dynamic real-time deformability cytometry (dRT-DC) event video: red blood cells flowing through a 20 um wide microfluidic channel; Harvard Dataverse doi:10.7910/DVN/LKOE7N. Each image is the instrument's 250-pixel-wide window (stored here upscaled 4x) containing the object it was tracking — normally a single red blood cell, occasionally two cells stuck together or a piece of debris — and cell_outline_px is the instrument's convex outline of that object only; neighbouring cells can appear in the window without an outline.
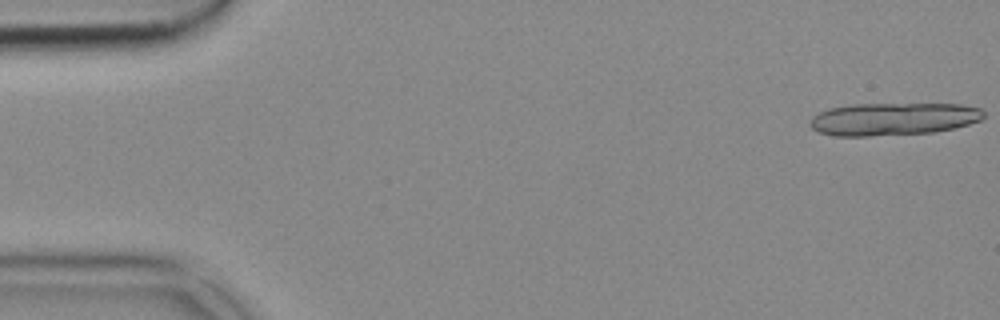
{"species": "common noctule bat (a hibernating species)", "species_latin": "Nyctalus noctula", "temperature_condition": "cold", "stored_images_in_passage": 17, "camera_frame_rate_fps": 3000, "um_per_image_px": 0.085, "animal": {"sex": "female", "body_mass_g": 18.4}, "frame": {"image": 1, "passage_image": 1, "time_ms": 0.0, "image_size_px": [1000, 320], "cell_outline_px": [[984, 116], [980, 120], [968, 124], [936, 132], [868, 136], [832, 136], [820, 132], [812, 128], [808, 124], [812, 116], [828, 108], [848, 104], [960, 104], [980, 108], [984, 112]], "centroid_in_image_um": [75.88, 10.11], "position_along_channel_um": 9.1, "area_um2": 33.18}}